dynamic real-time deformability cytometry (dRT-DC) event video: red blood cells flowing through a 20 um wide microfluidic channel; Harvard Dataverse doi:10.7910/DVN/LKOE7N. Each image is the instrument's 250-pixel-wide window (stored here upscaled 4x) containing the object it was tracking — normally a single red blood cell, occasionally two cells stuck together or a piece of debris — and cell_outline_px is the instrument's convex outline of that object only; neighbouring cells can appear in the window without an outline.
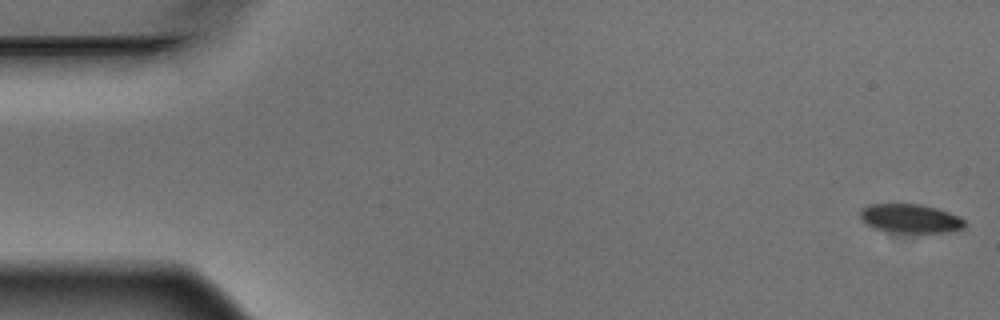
{"species": "Egyptian fruit bat (a non-hibernating species)", "species_latin": "Rousettus aegyptiacus", "temperature_condition": "warm", "stored_images_in_passage": 5, "camera_frame_rate_fps": 3000, "um_per_image_px": 0.085, "animal": {"sex": "male"}, "frame": {"image": 1, "passage_image": 1, "time_ms": 0.0, "image_size_px": [1000, 320], "cell_outline_px": [[964, 228], [948, 232], [900, 232], [872, 228], [860, 216], [860, 208], [868, 204], [920, 204], [936, 208], [960, 216], [964, 220]], "centroid_in_image_um": [77.38, 18.56], "position_along_channel_um": 7.6, "area_um2": 17.4}}
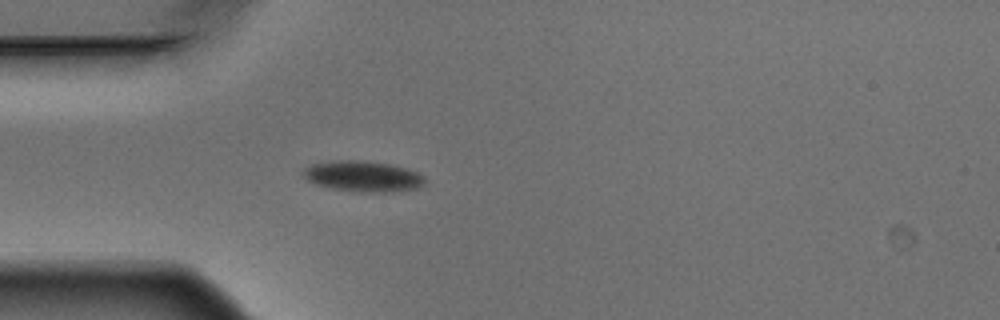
{"frame": {"image": 2, "passage_image": 5, "time_ms": 1.333, "image_size_px": [1000, 320], "cell_outline_px": [[428, 180], [420, 188], [384, 192], [360, 192], [332, 188], [316, 184], [308, 180], [304, 176], [304, 168], [312, 164], [332, 160], [356, 160], [392, 164], [408, 168], [424, 176]], "centroid_in_image_um": [30.9, 14.98], "position_along_channel_um": 54.1, "area_um2": 21.85}}